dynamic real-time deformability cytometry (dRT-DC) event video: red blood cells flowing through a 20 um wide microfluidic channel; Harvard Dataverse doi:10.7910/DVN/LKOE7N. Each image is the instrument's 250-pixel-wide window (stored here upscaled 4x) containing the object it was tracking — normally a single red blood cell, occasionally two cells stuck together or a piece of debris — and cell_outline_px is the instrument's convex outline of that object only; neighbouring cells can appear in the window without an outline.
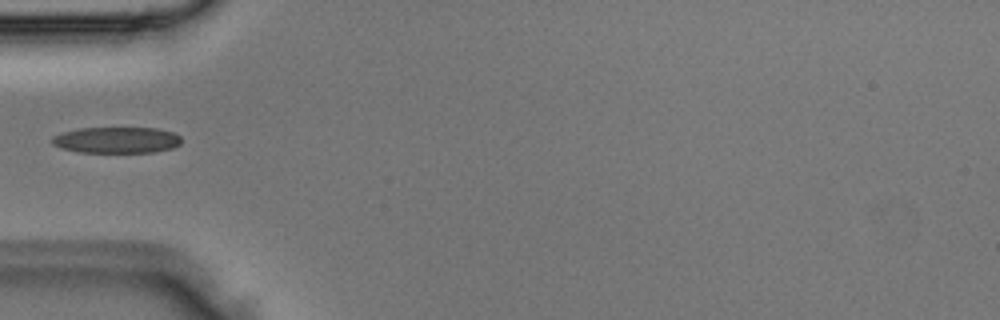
{"species": "Egyptian fruit bat (a non-hibernating species)", "species_latin": "Rousettus aegyptiacus", "temperature_condition": "room temperature", "stored_images_in_passage": 1, "camera_frame_rate_fps": 3000, "um_per_image_px": 0.085, "animal": {"sex": "male"}, "frame": {"image": 1, "passage_image": 1, "time_ms": 0.0, "image_size_px": [1000, 320], "cell_outline_px": [[180, 144], [172, 148], [152, 152], [80, 152], [60, 148], [52, 144], [52, 136], [64, 132], [80, 128], [156, 128], [172, 132], [180, 136]], "centroid_in_image_um": [9.9, 11.9], "position_along_channel_um": 75.1, "area_um2": 19.59}}